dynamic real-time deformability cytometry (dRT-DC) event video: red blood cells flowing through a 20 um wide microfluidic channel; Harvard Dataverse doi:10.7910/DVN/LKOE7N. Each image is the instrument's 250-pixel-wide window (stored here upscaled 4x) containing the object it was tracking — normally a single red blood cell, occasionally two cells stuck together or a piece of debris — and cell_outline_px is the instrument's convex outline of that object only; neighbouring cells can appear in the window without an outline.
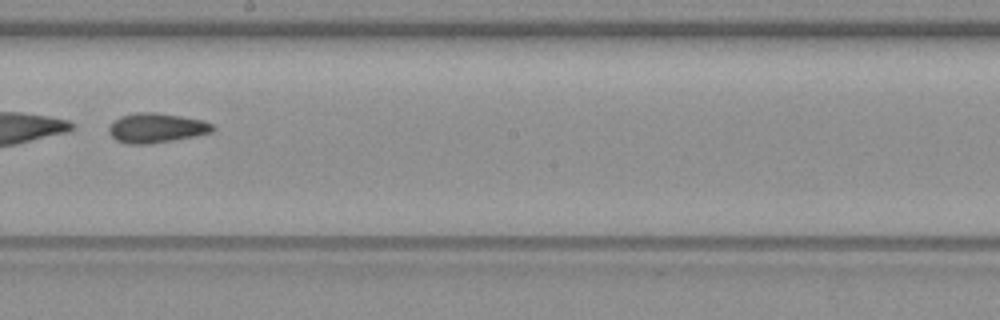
{"species": "common noctule bat (a hibernating species)", "species_latin": "Nyctalus noctula", "temperature_condition": "warm", "stored_images_in_passage": 39, "camera_frame_rate_fps": 3000, "um_per_image_px": 0.085, "animal": {"sex": "female", "body_mass_g": 19.3, "forearm_length_mm": 54.1}, "frame": {"image": 1, "passage_image": 17, "time_ms": 5.333, "image_size_px": [1000, 320], "cell_outline_px": [[216, 128], [212, 132], [172, 140], [148, 144], [128, 144], [116, 140], [108, 132], [108, 128], [112, 120], [120, 116], [136, 112], [156, 112], [204, 120], [212, 124]], "centroid_in_image_um": [13.25, 10.86], "position_along_channel_um": 234.9, "area_um2": 17.98}}
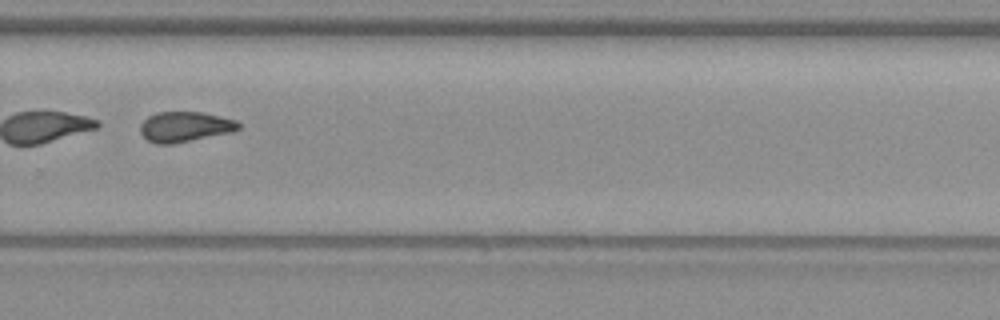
{"frame": {"image": 2, "passage_image": 23, "time_ms": 7.333, "image_size_px": [1000, 320], "cell_outline_px": [[240, 128], [232, 132], [172, 144], [156, 144], [148, 140], [140, 132], [140, 124], [148, 116], [156, 112], [200, 112], [236, 120], [240, 124]], "centroid_in_image_um": [15.7, 10.77], "position_along_channel_um": 314.1, "area_um2": 17.22}, "authors_computed_cell_mechanics": {"area_um2": 18.3804, "velocity_mm_per_s": 3.968, "shape_relaxation_time_tau1_ms": null, "shape_relaxation_time_tau2_ms": 6.2456, "deformation_change_tau1": null, "deformation_change_tau2": 0.1352}}